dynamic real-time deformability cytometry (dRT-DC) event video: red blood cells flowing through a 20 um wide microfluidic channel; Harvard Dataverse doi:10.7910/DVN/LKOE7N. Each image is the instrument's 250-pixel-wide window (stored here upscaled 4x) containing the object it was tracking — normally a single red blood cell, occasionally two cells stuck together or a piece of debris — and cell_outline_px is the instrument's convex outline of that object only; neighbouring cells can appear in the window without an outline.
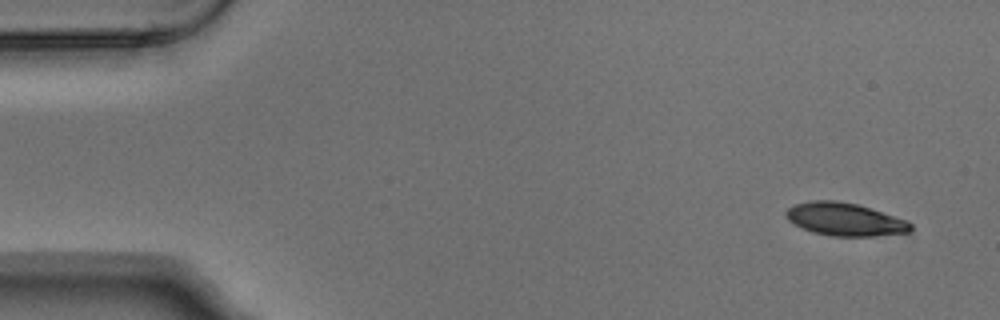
{"species": "Egyptian fruit bat (a non-hibernating species)", "species_latin": "Rousettus aegyptiacus", "temperature_condition": "warm", "stored_images_in_passage": 6, "camera_frame_rate_fps": 3000, "um_per_image_px": 0.085, "animal": {"sex": "male"}, "frame": {"image": 1, "passage_image": 1, "time_ms": 0.0, "image_size_px": [1000, 320], "cell_outline_px": [[912, 228], [908, 232], [872, 236], [832, 236], [812, 232], [788, 220], [784, 212], [788, 208], [796, 204], [812, 200], [836, 200], [856, 204], [872, 208], [904, 220], [912, 224]], "centroid_in_image_um": [71.79, 18.63], "position_along_channel_um": 13.2, "area_um2": 23.64}}
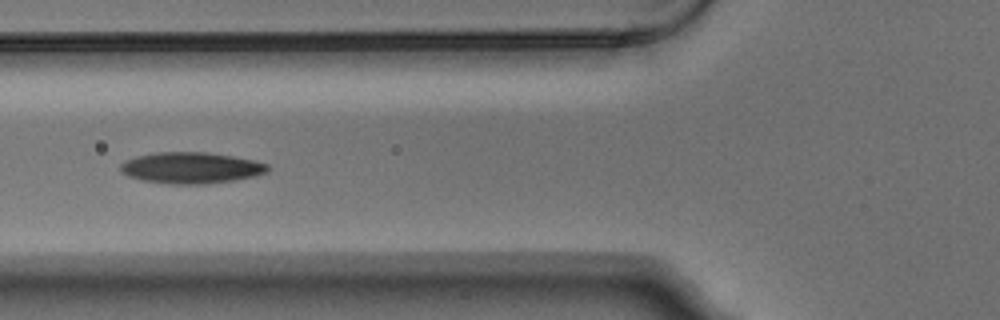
{"frame": {"image": 2, "passage_image": 5, "time_ms": 1.333, "image_size_px": [1000, 320], "cell_outline_px": [[272, 168], [256, 176], [232, 180], [204, 184], [168, 184], [144, 180], [128, 176], [120, 168], [120, 164], [136, 156], [156, 152], [208, 152], [232, 156], [252, 160], [268, 164]], "centroid_in_image_um": [16.26, 14.26], "position_along_channel_um": 109.5, "area_um2": 26.59}}
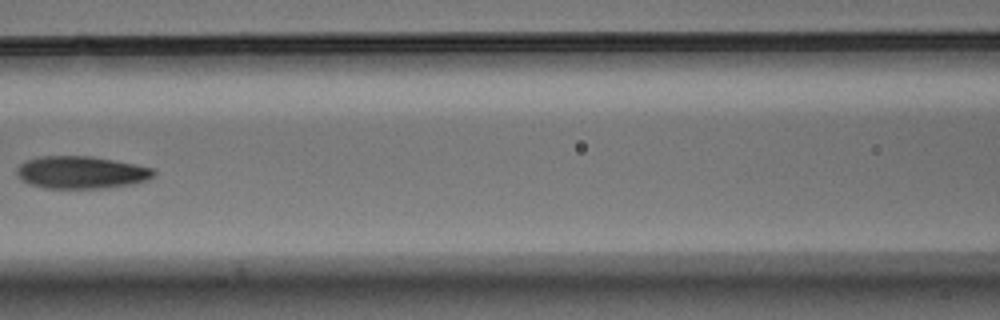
{"frame": {"image": 3, "passage_image": 6, "time_ms": 1.667, "image_size_px": [1000, 320], "cell_outline_px": [[156, 172], [152, 176], [144, 180], [132, 184], [104, 188], [44, 188], [28, 184], [20, 180], [16, 176], [16, 168], [24, 160], [40, 156], [92, 156], [136, 164], [152, 168]], "centroid_in_image_um": [6.83, 14.65], "position_along_channel_um": 159.8, "area_um2": 26.07}}